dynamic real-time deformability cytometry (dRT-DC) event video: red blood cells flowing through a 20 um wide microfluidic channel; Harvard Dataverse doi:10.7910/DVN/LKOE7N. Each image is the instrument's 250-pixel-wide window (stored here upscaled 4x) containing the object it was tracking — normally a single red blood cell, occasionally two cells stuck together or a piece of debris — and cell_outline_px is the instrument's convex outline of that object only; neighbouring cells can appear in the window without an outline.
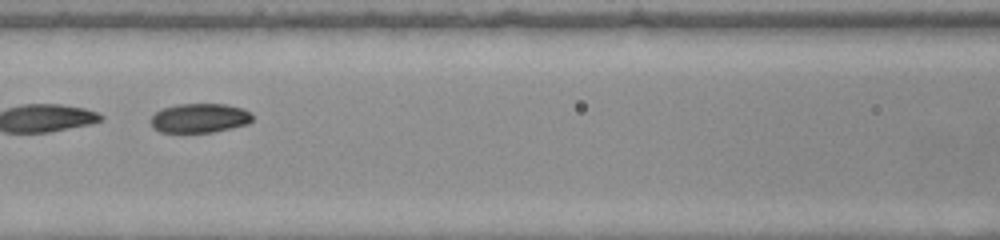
{"species": "common noctule bat (a hibernating species)", "species_latin": "Nyctalus noctula", "temperature_condition": "warm", "stored_images_in_passage": 40, "segment_of_instrument_passage": [2, 2], "camera_frame_rate_fps": 3000, "um_per_image_px": 0.085, "animal": {"sex": "female", "body_mass_g": 22.0, "forearm_length_mm": 56.7}, "frame": {"image": 1, "passage_image": 14, "time_ms": 4.333, "image_size_px": [1000, 240], "cell_outline_px": [[252, 120], [248, 124], [232, 128], [212, 132], [160, 132], [152, 128], [152, 116], [156, 112], [164, 108], [176, 104], [224, 104], [244, 108], [252, 112]], "centroid_in_image_um": [17.0, 10.03], "position_along_channel_um": 149.6, "area_um2": 17.4}}
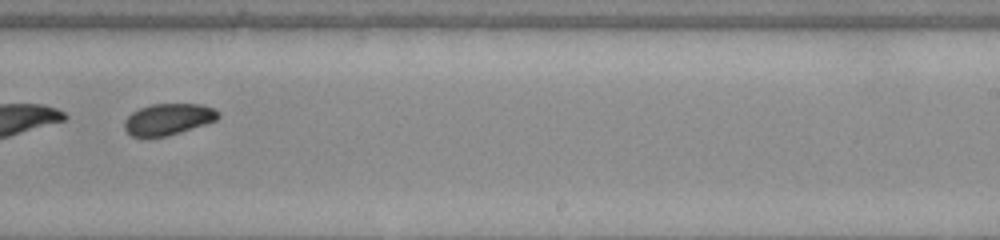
{"frame": {"image": 2, "passage_image": 23, "time_ms": 7.333, "image_size_px": [1000, 240], "cell_outline_px": [[220, 116], [216, 120], [168, 136], [132, 136], [124, 128], [124, 120], [132, 112], [140, 108], [152, 104], [200, 104], [212, 108], [220, 112]], "centroid_in_image_um": [14.3, 10.12], "position_along_channel_um": 274.7, "area_um2": 16.94}}
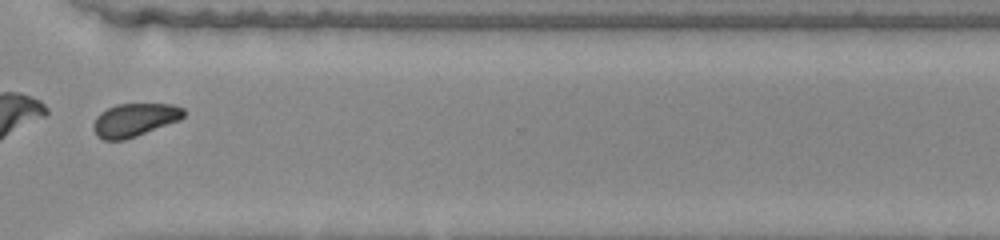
{"frame": {"image": 3, "passage_image": 29, "time_ms": 9.333, "image_size_px": [1000, 240], "cell_outline_px": [[184, 116], [180, 120], [136, 136], [124, 140], [104, 140], [96, 136], [92, 128], [92, 124], [96, 116], [100, 112], [116, 104], [172, 104], [184, 108]], "centroid_in_image_um": [11.4, 10.19], "position_along_channel_um": 359.2, "area_um2": 17.57}}